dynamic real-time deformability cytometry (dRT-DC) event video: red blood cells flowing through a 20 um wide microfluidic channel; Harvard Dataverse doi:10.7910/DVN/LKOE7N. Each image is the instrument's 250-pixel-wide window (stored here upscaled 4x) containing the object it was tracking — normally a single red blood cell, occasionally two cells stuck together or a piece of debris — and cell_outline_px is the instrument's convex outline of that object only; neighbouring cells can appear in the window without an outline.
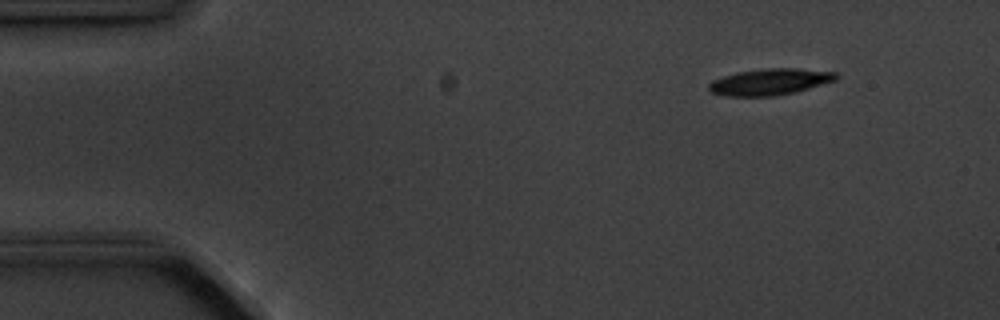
{"species": "common noctule bat (a hibernating species)", "species_latin": "Nyctalus noctula", "temperature_condition": "cold", "stored_images_in_passage": 4, "camera_frame_rate_fps": 3000, "um_per_image_px": 0.085, "animal": {"sex": "male", "body_mass_g": 20.1, "forearm_length_mm": 53.5}, "frame": {"image": 1, "passage_image": 2, "time_ms": 1.0, "image_size_px": [1000, 320], "cell_outline_px": [[840, 76], [836, 80], [796, 92], [772, 96], [724, 96], [712, 92], [708, 88], [708, 84], [712, 80], [736, 72], [764, 68], [796, 68], [836, 72]], "centroid_in_image_um": [65.45, 6.95], "position_along_channel_um": 19.6, "area_um2": 19.65}}